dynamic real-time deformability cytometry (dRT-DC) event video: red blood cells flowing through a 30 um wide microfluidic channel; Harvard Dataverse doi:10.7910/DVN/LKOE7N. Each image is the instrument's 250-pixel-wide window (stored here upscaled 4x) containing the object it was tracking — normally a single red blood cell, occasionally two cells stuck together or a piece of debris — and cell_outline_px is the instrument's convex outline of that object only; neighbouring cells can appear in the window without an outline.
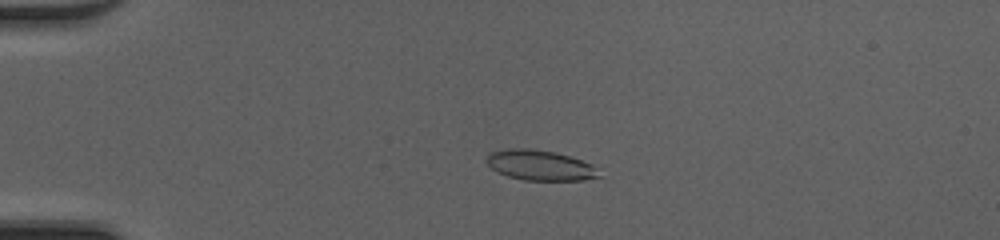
{"species": "common noctule bat (a hibernating species)", "species_latin": "Nyctalus noctula", "temperature_condition": "cold", "stored_images_in_passage": 48, "camera_frame_rate_fps": 3000, "um_per_image_px": 0.085, "animal": {"sex": "female", "body_mass_g": 20.0, "forearm_length_mm": 54.0}, "frame": {"image": 1, "passage_image": 11, "time_ms": 3.333, "image_size_px": [1000, 240], "cell_outline_px": [[604, 176], [584, 180], [524, 180], [508, 176], [496, 172], [488, 164], [488, 156], [492, 152], [508, 148], [528, 148], [556, 152], [592, 164]], "centroid_in_image_um": [45.95, 14.05], "position_along_channel_um": 39.1, "area_um2": 19.77}}
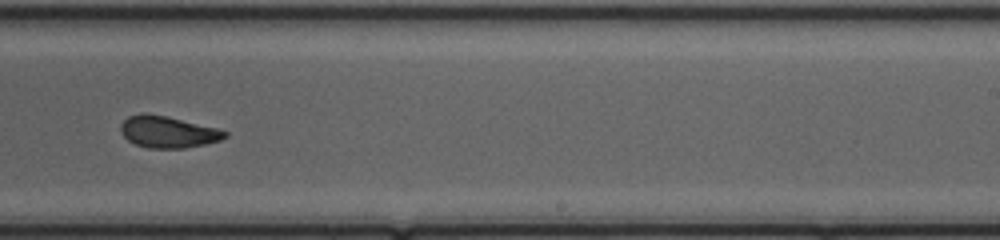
{"frame": {"image": 2, "passage_image": 31, "time_ms": 10.0, "image_size_px": [1000, 240], "cell_outline_px": [[228, 136], [220, 140], [204, 144], [184, 148], [148, 148], [136, 144], [128, 140], [120, 132], [120, 124], [128, 116], [140, 112], [144, 112], [168, 116], [220, 128], [228, 132]], "centroid_in_image_um": [14.27, 11.19], "position_along_channel_um": 274.7, "area_um2": 19.54}}
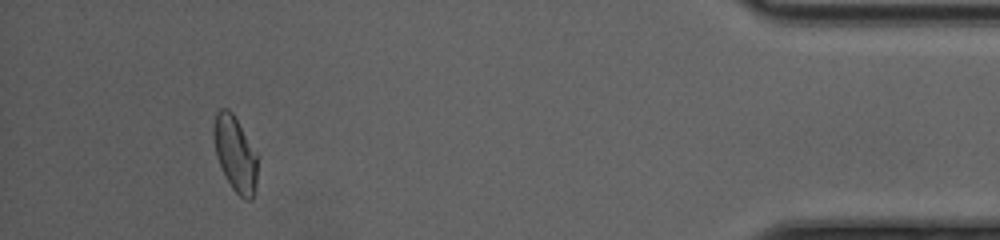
{"frame": {"image": 3, "passage_image": 45, "time_ms": 14.667, "image_size_px": [1000, 240], "cell_outline_px": [[256, 188], [252, 200], [244, 200], [232, 188], [216, 156], [212, 132], [212, 128], [216, 112], [220, 108], [228, 108], [232, 112], [256, 152]], "centroid_in_image_um": [19.97, 13.06], "position_along_channel_um": 415.2, "area_um2": 19.07}, "authors_computed_cell_mechanics": {"area_um2": 19.941, "velocity_mm_per_s": 4.2302, "shape_relaxation_time_tau1_ms": 6.5275, "shape_relaxation_time_tau2_ms": 1.0887, "deformation_change_tau1": 0.1584, "deformation_change_tau2": 0.0538}}